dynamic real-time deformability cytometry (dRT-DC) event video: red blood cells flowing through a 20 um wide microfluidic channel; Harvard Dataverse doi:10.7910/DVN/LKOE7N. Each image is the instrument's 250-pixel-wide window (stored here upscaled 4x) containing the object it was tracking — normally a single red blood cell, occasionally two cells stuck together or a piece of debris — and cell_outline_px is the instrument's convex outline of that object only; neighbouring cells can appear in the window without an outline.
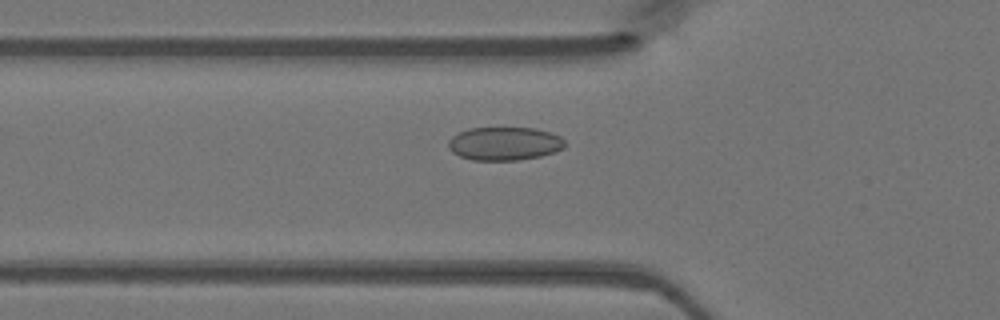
{"species": "Egyptian fruit bat (a non-hibernating species)", "species_latin": "Rousettus aegyptiacus", "temperature_condition": "warm", "stored_images_in_passage": 29, "camera_frame_rate_fps": 3000, "um_per_image_px": 0.085, "animal": {"sex": "female"}, "frame": {"image": 1, "passage_image": 4, "time_ms": 1.0, "image_size_px": [1000, 320], "cell_outline_px": [[564, 148], [556, 152], [540, 156], [516, 160], [472, 160], [460, 156], [452, 152], [448, 148], [448, 140], [452, 136], [468, 128], [536, 128], [552, 132], [560, 136], [564, 140]], "centroid_in_image_um": [42.88, 12.2], "position_along_channel_um": 82.9, "area_um2": 22.77}}
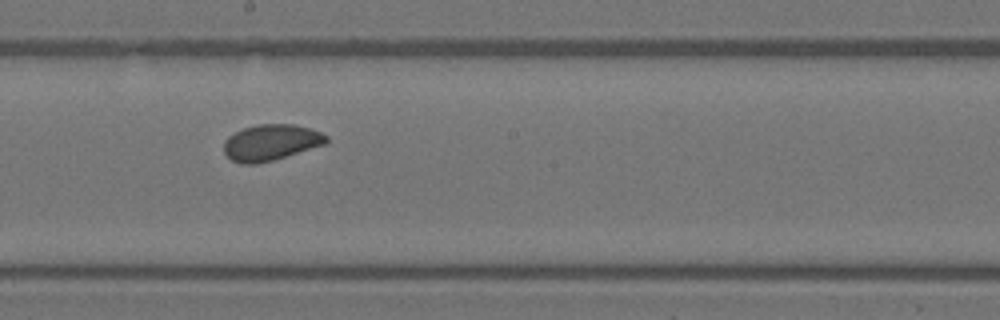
{"frame": {"image": 2, "passage_image": 14, "time_ms": 4.333, "image_size_px": [1000, 320], "cell_outline_px": [[328, 140], [324, 144], [272, 160], [256, 164], [240, 164], [232, 160], [224, 152], [224, 140], [228, 136], [244, 128], [256, 124], [292, 124], [312, 128], [328, 136]], "centroid_in_image_um": [23.0, 12.1], "position_along_channel_um": 225.2, "area_um2": 21.39}}
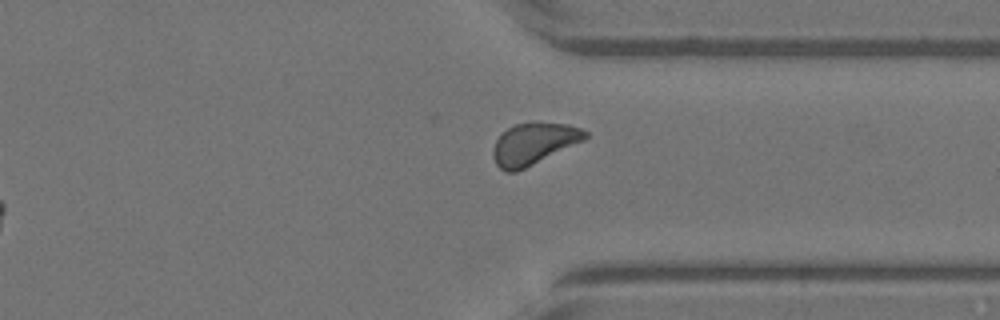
{"frame": {"image": 3, "passage_image": 24, "time_ms": 7.667, "image_size_px": [1000, 320], "cell_outline_px": [[588, 136], [584, 140], [516, 172], [504, 172], [496, 164], [492, 156], [492, 152], [496, 140], [508, 128], [516, 124], [532, 120], [568, 124], [580, 128], [588, 132]], "centroid_in_image_um": [45.36, 12.19], "position_along_channel_um": 366.0, "area_um2": 22.48}}